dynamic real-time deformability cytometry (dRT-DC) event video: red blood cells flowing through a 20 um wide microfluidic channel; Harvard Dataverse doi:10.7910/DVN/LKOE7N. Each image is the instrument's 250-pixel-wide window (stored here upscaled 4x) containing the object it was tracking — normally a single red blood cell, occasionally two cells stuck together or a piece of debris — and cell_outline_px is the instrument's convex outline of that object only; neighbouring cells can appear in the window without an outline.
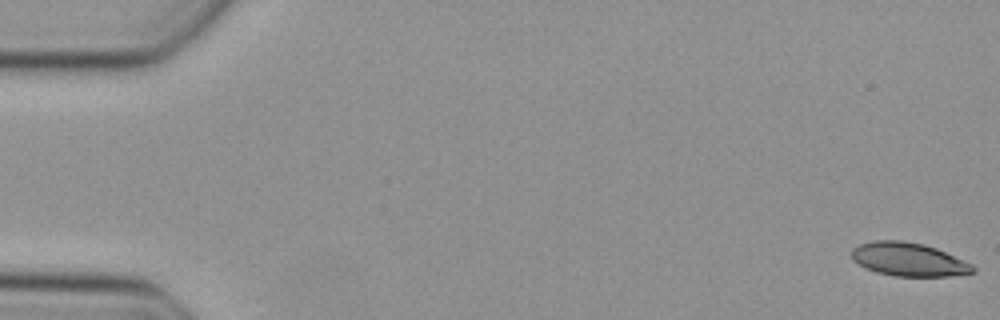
{"species": "Egyptian fruit bat (a non-hibernating species)", "species_latin": "Rousettus aegyptiacus", "temperature_condition": "cold", "stored_images_in_passage": 49, "camera_frame_rate_fps": 3000, "um_per_image_px": 0.085, "animal": {"sex": "female"}, "frame": {"image": 1, "passage_image": 1, "time_ms": 0.0, "image_size_px": [1000, 320], "cell_outline_px": [[976, 272], [948, 276], [896, 276], [876, 272], [864, 268], [852, 260], [852, 248], [860, 244], [872, 240], [900, 240], [924, 244], [936, 248], [964, 260], [972, 264], [976, 268]], "centroid_in_image_um": [77.22, 22.05], "position_along_channel_um": 7.8, "area_um2": 23.76}}
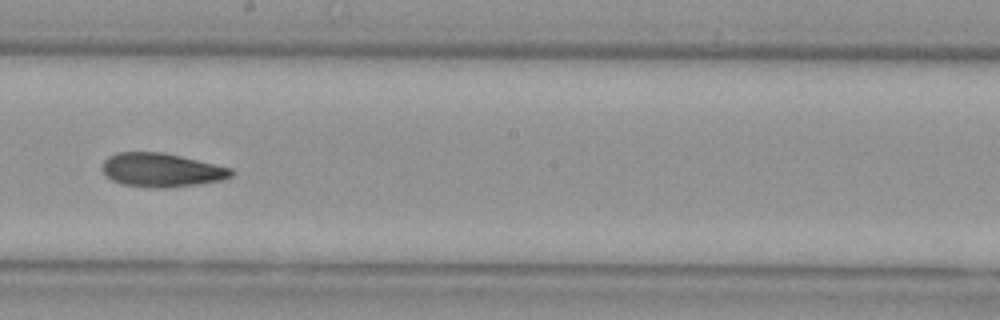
{"frame": {"image": 2, "passage_image": 28, "time_ms": 9.0, "image_size_px": [1000, 320], "cell_outline_px": [[232, 176], [220, 180], [196, 184], [168, 188], [152, 188], [120, 184], [112, 180], [104, 172], [104, 160], [108, 156], [116, 152], [164, 152], [232, 168]], "centroid_in_image_um": [13.71, 14.45], "position_along_channel_um": 234.5, "area_um2": 25.26}}
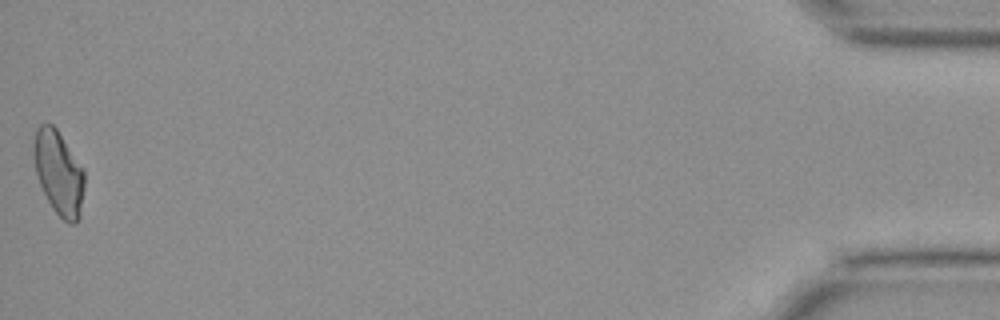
{"frame": {"image": 3, "passage_image": 49, "time_ms": 16.0, "image_size_px": [1000, 320], "cell_outline_px": [[84, 188], [80, 216], [76, 224], [68, 224], [52, 208], [36, 176], [32, 152], [32, 144], [36, 128], [40, 124], [52, 124], [56, 128], [84, 168]], "centroid_in_image_um": [4.98, 14.68], "position_along_channel_um": 430.2, "area_um2": 25.14}}